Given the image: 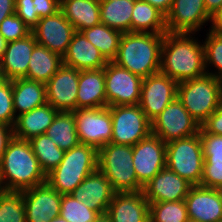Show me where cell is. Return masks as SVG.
<instances>
[{"label":"cell","instance_id":"6da1fadb","mask_svg":"<svg viewBox=\"0 0 222 222\" xmlns=\"http://www.w3.org/2000/svg\"><path fill=\"white\" fill-rule=\"evenodd\" d=\"M195 33L166 32L161 47L160 72L177 83L206 74L204 44Z\"/></svg>","mask_w":222,"mask_h":222},{"label":"cell","instance_id":"7a4b0ae2","mask_svg":"<svg viewBox=\"0 0 222 222\" xmlns=\"http://www.w3.org/2000/svg\"><path fill=\"white\" fill-rule=\"evenodd\" d=\"M46 182V174L28 140L13 137L0 162V188L23 191Z\"/></svg>","mask_w":222,"mask_h":222},{"label":"cell","instance_id":"3957f363","mask_svg":"<svg viewBox=\"0 0 222 222\" xmlns=\"http://www.w3.org/2000/svg\"><path fill=\"white\" fill-rule=\"evenodd\" d=\"M165 33H123L113 62L142 79L160 72Z\"/></svg>","mask_w":222,"mask_h":222},{"label":"cell","instance_id":"277c9868","mask_svg":"<svg viewBox=\"0 0 222 222\" xmlns=\"http://www.w3.org/2000/svg\"><path fill=\"white\" fill-rule=\"evenodd\" d=\"M98 169V150L79 143L65 151L60 164L46 175V182L60 194H71L84 179Z\"/></svg>","mask_w":222,"mask_h":222},{"label":"cell","instance_id":"5b68a950","mask_svg":"<svg viewBox=\"0 0 222 222\" xmlns=\"http://www.w3.org/2000/svg\"><path fill=\"white\" fill-rule=\"evenodd\" d=\"M177 98L201 126L222 103V80L206 73L179 82Z\"/></svg>","mask_w":222,"mask_h":222},{"label":"cell","instance_id":"8992f818","mask_svg":"<svg viewBox=\"0 0 222 222\" xmlns=\"http://www.w3.org/2000/svg\"><path fill=\"white\" fill-rule=\"evenodd\" d=\"M132 161L133 150L129 145L108 143L98 150V169L116 193L143 191Z\"/></svg>","mask_w":222,"mask_h":222},{"label":"cell","instance_id":"52a82bcc","mask_svg":"<svg viewBox=\"0 0 222 222\" xmlns=\"http://www.w3.org/2000/svg\"><path fill=\"white\" fill-rule=\"evenodd\" d=\"M166 167L192 186L200 185L204 167L200 133L166 143Z\"/></svg>","mask_w":222,"mask_h":222},{"label":"cell","instance_id":"ba28073f","mask_svg":"<svg viewBox=\"0 0 222 222\" xmlns=\"http://www.w3.org/2000/svg\"><path fill=\"white\" fill-rule=\"evenodd\" d=\"M112 118L111 143L133 146L152 134L151 121L139 104L110 106Z\"/></svg>","mask_w":222,"mask_h":222},{"label":"cell","instance_id":"9c48e42d","mask_svg":"<svg viewBox=\"0 0 222 222\" xmlns=\"http://www.w3.org/2000/svg\"><path fill=\"white\" fill-rule=\"evenodd\" d=\"M151 124L152 134L165 143L198 134L201 128L178 98L168 104Z\"/></svg>","mask_w":222,"mask_h":222},{"label":"cell","instance_id":"30bf717a","mask_svg":"<svg viewBox=\"0 0 222 222\" xmlns=\"http://www.w3.org/2000/svg\"><path fill=\"white\" fill-rule=\"evenodd\" d=\"M79 143L101 149L112 139V118L109 106L73 110Z\"/></svg>","mask_w":222,"mask_h":222},{"label":"cell","instance_id":"8fae6325","mask_svg":"<svg viewBox=\"0 0 222 222\" xmlns=\"http://www.w3.org/2000/svg\"><path fill=\"white\" fill-rule=\"evenodd\" d=\"M104 69L105 88L108 106L139 104L142 78L124 69L113 61Z\"/></svg>","mask_w":222,"mask_h":222},{"label":"cell","instance_id":"7c38bea8","mask_svg":"<svg viewBox=\"0 0 222 222\" xmlns=\"http://www.w3.org/2000/svg\"><path fill=\"white\" fill-rule=\"evenodd\" d=\"M177 85L161 72L142 79L139 106L151 122L177 98Z\"/></svg>","mask_w":222,"mask_h":222},{"label":"cell","instance_id":"4fadbf2b","mask_svg":"<svg viewBox=\"0 0 222 222\" xmlns=\"http://www.w3.org/2000/svg\"><path fill=\"white\" fill-rule=\"evenodd\" d=\"M133 161L138 183L144 187L166 167V143L151 134L132 146Z\"/></svg>","mask_w":222,"mask_h":222},{"label":"cell","instance_id":"5bb4252c","mask_svg":"<svg viewBox=\"0 0 222 222\" xmlns=\"http://www.w3.org/2000/svg\"><path fill=\"white\" fill-rule=\"evenodd\" d=\"M75 32L74 26L65 18L61 10L41 18L31 30L38 44L61 57L65 54Z\"/></svg>","mask_w":222,"mask_h":222},{"label":"cell","instance_id":"9a60e30c","mask_svg":"<svg viewBox=\"0 0 222 222\" xmlns=\"http://www.w3.org/2000/svg\"><path fill=\"white\" fill-rule=\"evenodd\" d=\"M206 22L211 23V17L206 11L204 0H173L166 16V29L172 33L198 35Z\"/></svg>","mask_w":222,"mask_h":222},{"label":"cell","instance_id":"2e32d148","mask_svg":"<svg viewBox=\"0 0 222 222\" xmlns=\"http://www.w3.org/2000/svg\"><path fill=\"white\" fill-rule=\"evenodd\" d=\"M26 222H49L60 214L62 194L47 182L23 190Z\"/></svg>","mask_w":222,"mask_h":222},{"label":"cell","instance_id":"e0dca14e","mask_svg":"<svg viewBox=\"0 0 222 222\" xmlns=\"http://www.w3.org/2000/svg\"><path fill=\"white\" fill-rule=\"evenodd\" d=\"M79 70L62 65L46 83L47 103L59 111L77 110Z\"/></svg>","mask_w":222,"mask_h":222},{"label":"cell","instance_id":"ac0fdd59","mask_svg":"<svg viewBox=\"0 0 222 222\" xmlns=\"http://www.w3.org/2000/svg\"><path fill=\"white\" fill-rule=\"evenodd\" d=\"M188 218L195 222L222 220V200L217 189L201 185L192 186L185 197Z\"/></svg>","mask_w":222,"mask_h":222},{"label":"cell","instance_id":"d6986e66","mask_svg":"<svg viewBox=\"0 0 222 222\" xmlns=\"http://www.w3.org/2000/svg\"><path fill=\"white\" fill-rule=\"evenodd\" d=\"M191 187L189 182L165 167L143 187V193L149 202L181 201Z\"/></svg>","mask_w":222,"mask_h":222},{"label":"cell","instance_id":"ffe728a7","mask_svg":"<svg viewBox=\"0 0 222 222\" xmlns=\"http://www.w3.org/2000/svg\"><path fill=\"white\" fill-rule=\"evenodd\" d=\"M115 193L110 181L97 169L89 174L84 181L74 189L71 195L99 214H104Z\"/></svg>","mask_w":222,"mask_h":222},{"label":"cell","instance_id":"44dd1931","mask_svg":"<svg viewBox=\"0 0 222 222\" xmlns=\"http://www.w3.org/2000/svg\"><path fill=\"white\" fill-rule=\"evenodd\" d=\"M106 214L111 222H150L149 201L143 191L115 193Z\"/></svg>","mask_w":222,"mask_h":222},{"label":"cell","instance_id":"7402d4cb","mask_svg":"<svg viewBox=\"0 0 222 222\" xmlns=\"http://www.w3.org/2000/svg\"><path fill=\"white\" fill-rule=\"evenodd\" d=\"M36 44L32 33L23 39L8 42L5 53L0 59V77L7 80L25 78Z\"/></svg>","mask_w":222,"mask_h":222},{"label":"cell","instance_id":"603a6c76","mask_svg":"<svg viewBox=\"0 0 222 222\" xmlns=\"http://www.w3.org/2000/svg\"><path fill=\"white\" fill-rule=\"evenodd\" d=\"M62 61L64 65L79 71L101 69L108 63L100 50L79 31L74 33Z\"/></svg>","mask_w":222,"mask_h":222},{"label":"cell","instance_id":"cb8c5ba5","mask_svg":"<svg viewBox=\"0 0 222 222\" xmlns=\"http://www.w3.org/2000/svg\"><path fill=\"white\" fill-rule=\"evenodd\" d=\"M204 154L201 186L217 189L222 185V135L207 133L200 128Z\"/></svg>","mask_w":222,"mask_h":222},{"label":"cell","instance_id":"d4e9b609","mask_svg":"<svg viewBox=\"0 0 222 222\" xmlns=\"http://www.w3.org/2000/svg\"><path fill=\"white\" fill-rule=\"evenodd\" d=\"M108 107L104 69L79 71L77 109Z\"/></svg>","mask_w":222,"mask_h":222},{"label":"cell","instance_id":"484cf974","mask_svg":"<svg viewBox=\"0 0 222 222\" xmlns=\"http://www.w3.org/2000/svg\"><path fill=\"white\" fill-rule=\"evenodd\" d=\"M58 112L59 110L49 103H45L17 116L13 126V136L29 141L35 136L46 133Z\"/></svg>","mask_w":222,"mask_h":222},{"label":"cell","instance_id":"4316f807","mask_svg":"<svg viewBox=\"0 0 222 222\" xmlns=\"http://www.w3.org/2000/svg\"><path fill=\"white\" fill-rule=\"evenodd\" d=\"M13 105L16 117L47 103L46 84L27 78L12 80Z\"/></svg>","mask_w":222,"mask_h":222},{"label":"cell","instance_id":"83f0119b","mask_svg":"<svg viewBox=\"0 0 222 222\" xmlns=\"http://www.w3.org/2000/svg\"><path fill=\"white\" fill-rule=\"evenodd\" d=\"M60 10L75 31L96 26L100 21V0H60Z\"/></svg>","mask_w":222,"mask_h":222},{"label":"cell","instance_id":"f1b7e54d","mask_svg":"<svg viewBox=\"0 0 222 222\" xmlns=\"http://www.w3.org/2000/svg\"><path fill=\"white\" fill-rule=\"evenodd\" d=\"M62 65L60 55L37 43L32 51L25 78L46 84Z\"/></svg>","mask_w":222,"mask_h":222},{"label":"cell","instance_id":"f546056e","mask_svg":"<svg viewBox=\"0 0 222 222\" xmlns=\"http://www.w3.org/2000/svg\"><path fill=\"white\" fill-rule=\"evenodd\" d=\"M131 32L166 33V16L144 0H135Z\"/></svg>","mask_w":222,"mask_h":222},{"label":"cell","instance_id":"4dcf8cb0","mask_svg":"<svg viewBox=\"0 0 222 222\" xmlns=\"http://www.w3.org/2000/svg\"><path fill=\"white\" fill-rule=\"evenodd\" d=\"M135 0H100V21L122 33L131 32Z\"/></svg>","mask_w":222,"mask_h":222},{"label":"cell","instance_id":"1f68e13d","mask_svg":"<svg viewBox=\"0 0 222 222\" xmlns=\"http://www.w3.org/2000/svg\"><path fill=\"white\" fill-rule=\"evenodd\" d=\"M55 144L67 151L79 144L76 122L72 111H59L46 131Z\"/></svg>","mask_w":222,"mask_h":222},{"label":"cell","instance_id":"d6a6232c","mask_svg":"<svg viewBox=\"0 0 222 222\" xmlns=\"http://www.w3.org/2000/svg\"><path fill=\"white\" fill-rule=\"evenodd\" d=\"M88 41L100 50L103 57L112 62L118 52L122 32L108 27L105 24L84 29L81 31Z\"/></svg>","mask_w":222,"mask_h":222},{"label":"cell","instance_id":"836d02e7","mask_svg":"<svg viewBox=\"0 0 222 222\" xmlns=\"http://www.w3.org/2000/svg\"><path fill=\"white\" fill-rule=\"evenodd\" d=\"M29 142L46 175L54 170L64 157L65 151L60 149L46 133L31 138Z\"/></svg>","mask_w":222,"mask_h":222},{"label":"cell","instance_id":"e575fe53","mask_svg":"<svg viewBox=\"0 0 222 222\" xmlns=\"http://www.w3.org/2000/svg\"><path fill=\"white\" fill-rule=\"evenodd\" d=\"M150 222H188L185 200L149 202Z\"/></svg>","mask_w":222,"mask_h":222},{"label":"cell","instance_id":"d590c367","mask_svg":"<svg viewBox=\"0 0 222 222\" xmlns=\"http://www.w3.org/2000/svg\"><path fill=\"white\" fill-rule=\"evenodd\" d=\"M0 222H26L23 191H0Z\"/></svg>","mask_w":222,"mask_h":222},{"label":"cell","instance_id":"8d00e7d4","mask_svg":"<svg viewBox=\"0 0 222 222\" xmlns=\"http://www.w3.org/2000/svg\"><path fill=\"white\" fill-rule=\"evenodd\" d=\"M207 31L209 32H207L206 38L203 41L205 70L207 74L222 80V35L216 34L211 30ZM211 67H214V72L211 70Z\"/></svg>","mask_w":222,"mask_h":222},{"label":"cell","instance_id":"74e56055","mask_svg":"<svg viewBox=\"0 0 222 222\" xmlns=\"http://www.w3.org/2000/svg\"><path fill=\"white\" fill-rule=\"evenodd\" d=\"M59 215L68 222H94L99 213L79 202L71 194H63Z\"/></svg>","mask_w":222,"mask_h":222},{"label":"cell","instance_id":"f35d334b","mask_svg":"<svg viewBox=\"0 0 222 222\" xmlns=\"http://www.w3.org/2000/svg\"><path fill=\"white\" fill-rule=\"evenodd\" d=\"M16 115L13 105L12 80L0 79V122L14 126Z\"/></svg>","mask_w":222,"mask_h":222},{"label":"cell","instance_id":"ab89813d","mask_svg":"<svg viewBox=\"0 0 222 222\" xmlns=\"http://www.w3.org/2000/svg\"><path fill=\"white\" fill-rule=\"evenodd\" d=\"M0 33L7 42H11L27 37L31 29L14 13L0 23Z\"/></svg>","mask_w":222,"mask_h":222},{"label":"cell","instance_id":"60d3db41","mask_svg":"<svg viewBox=\"0 0 222 222\" xmlns=\"http://www.w3.org/2000/svg\"><path fill=\"white\" fill-rule=\"evenodd\" d=\"M15 14L32 30L40 18L35 12L33 0H15Z\"/></svg>","mask_w":222,"mask_h":222},{"label":"cell","instance_id":"b9f144b4","mask_svg":"<svg viewBox=\"0 0 222 222\" xmlns=\"http://www.w3.org/2000/svg\"><path fill=\"white\" fill-rule=\"evenodd\" d=\"M201 127L210 134L222 135V103Z\"/></svg>","mask_w":222,"mask_h":222},{"label":"cell","instance_id":"7bdbcfd3","mask_svg":"<svg viewBox=\"0 0 222 222\" xmlns=\"http://www.w3.org/2000/svg\"><path fill=\"white\" fill-rule=\"evenodd\" d=\"M39 18L51 16L60 10V0H33Z\"/></svg>","mask_w":222,"mask_h":222},{"label":"cell","instance_id":"ee69618b","mask_svg":"<svg viewBox=\"0 0 222 222\" xmlns=\"http://www.w3.org/2000/svg\"><path fill=\"white\" fill-rule=\"evenodd\" d=\"M13 127L0 122V162L9 141L13 138Z\"/></svg>","mask_w":222,"mask_h":222},{"label":"cell","instance_id":"f6af8a7d","mask_svg":"<svg viewBox=\"0 0 222 222\" xmlns=\"http://www.w3.org/2000/svg\"><path fill=\"white\" fill-rule=\"evenodd\" d=\"M15 13V0H0V23Z\"/></svg>","mask_w":222,"mask_h":222},{"label":"cell","instance_id":"bcb514c9","mask_svg":"<svg viewBox=\"0 0 222 222\" xmlns=\"http://www.w3.org/2000/svg\"><path fill=\"white\" fill-rule=\"evenodd\" d=\"M167 16L173 0H144Z\"/></svg>","mask_w":222,"mask_h":222},{"label":"cell","instance_id":"7dc6e473","mask_svg":"<svg viewBox=\"0 0 222 222\" xmlns=\"http://www.w3.org/2000/svg\"><path fill=\"white\" fill-rule=\"evenodd\" d=\"M211 26L209 30L216 34L222 35V9L211 17Z\"/></svg>","mask_w":222,"mask_h":222},{"label":"cell","instance_id":"c3c4849f","mask_svg":"<svg viewBox=\"0 0 222 222\" xmlns=\"http://www.w3.org/2000/svg\"><path fill=\"white\" fill-rule=\"evenodd\" d=\"M206 11L210 17L222 9V0H204Z\"/></svg>","mask_w":222,"mask_h":222},{"label":"cell","instance_id":"681fc988","mask_svg":"<svg viewBox=\"0 0 222 222\" xmlns=\"http://www.w3.org/2000/svg\"><path fill=\"white\" fill-rule=\"evenodd\" d=\"M7 41L4 39L2 34L0 33V59L2 58L3 54L5 53Z\"/></svg>","mask_w":222,"mask_h":222},{"label":"cell","instance_id":"f907efd6","mask_svg":"<svg viewBox=\"0 0 222 222\" xmlns=\"http://www.w3.org/2000/svg\"><path fill=\"white\" fill-rule=\"evenodd\" d=\"M94 222H111L109 216L104 213V214H99V216L96 218Z\"/></svg>","mask_w":222,"mask_h":222},{"label":"cell","instance_id":"816d5d0a","mask_svg":"<svg viewBox=\"0 0 222 222\" xmlns=\"http://www.w3.org/2000/svg\"><path fill=\"white\" fill-rule=\"evenodd\" d=\"M49 222H68V221L59 215L57 217L51 218Z\"/></svg>","mask_w":222,"mask_h":222},{"label":"cell","instance_id":"f5cc1de1","mask_svg":"<svg viewBox=\"0 0 222 222\" xmlns=\"http://www.w3.org/2000/svg\"><path fill=\"white\" fill-rule=\"evenodd\" d=\"M217 191H218V193H219V195H220V198H221V200H222V185H220V186L217 188Z\"/></svg>","mask_w":222,"mask_h":222}]
</instances>
